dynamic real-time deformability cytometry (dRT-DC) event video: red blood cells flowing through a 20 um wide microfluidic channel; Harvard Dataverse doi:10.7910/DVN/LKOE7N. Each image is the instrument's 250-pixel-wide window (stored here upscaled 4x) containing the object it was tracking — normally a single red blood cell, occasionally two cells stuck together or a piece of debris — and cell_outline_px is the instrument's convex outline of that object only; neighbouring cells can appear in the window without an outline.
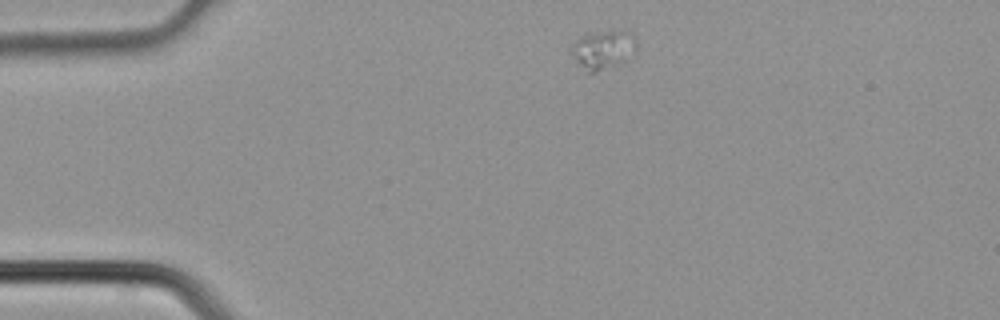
{"species": "common noctule bat (a hibernating species)", "species_latin": "Nyctalus noctula", "temperature_condition": "cold", "stored_images_in_passage": 3, "camera_frame_rate_fps": 3000, "um_per_image_px": 0.085, "animal": {"sex": "male", "body_mass_g": 21.5, "forearm_length_mm": 52.0}, "frame": {"image": 1, "passage_image": 1, "time_ms": 0.0, "image_size_px": [1000, 320], "cell_outline_px": [[636, 48], [624, 60], [596, 72], [588, 72], [576, 60], [568, 48], [576, 40], [584, 36], [604, 32], [628, 32], [636, 36]], "centroid_in_image_um": [51.24, 4.22], "position_along_channel_um": 33.8, "area_um2": 13.87}}